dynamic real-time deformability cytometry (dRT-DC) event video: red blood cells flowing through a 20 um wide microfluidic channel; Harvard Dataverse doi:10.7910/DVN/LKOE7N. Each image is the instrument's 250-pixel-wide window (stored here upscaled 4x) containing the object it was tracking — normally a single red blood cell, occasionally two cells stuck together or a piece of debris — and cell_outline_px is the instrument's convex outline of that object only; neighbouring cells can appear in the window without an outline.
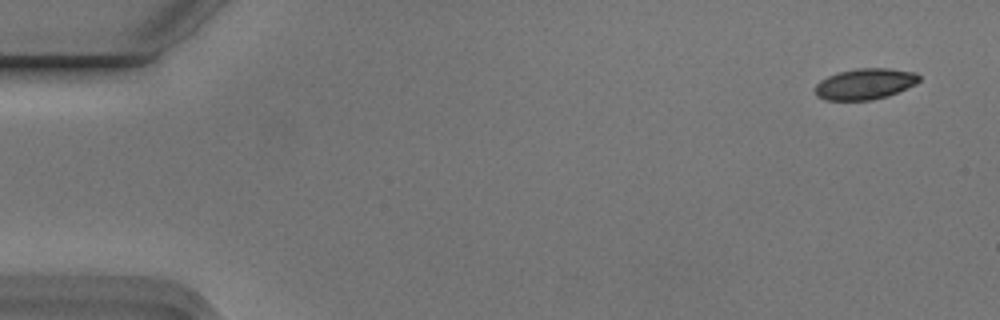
{"species": "Egyptian fruit bat (a non-hibernating species)", "species_latin": "Rousettus aegyptiacus", "temperature_condition": "cold", "stored_images_in_passage": 6, "camera_frame_rate_fps": 3000, "um_per_image_px": 0.085, "animal": {"sex": "male"}, "frame": {"image": 1, "passage_image": 1, "time_ms": 0.0, "image_size_px": [1000, 320], "cell_outline_px": [[920, 80], [916, 84], [888, 96], [872, 100], [824, 100], [816, 96], [816, 84], [820, 80], [828, 76], [840, 72], [856, 68], [888, 68], [916, 72], [920, 76]], "centroid_in_image_um": [73.54, 7.13], "position_along_channel_um": 11.5, "area_um2": 18.84}}
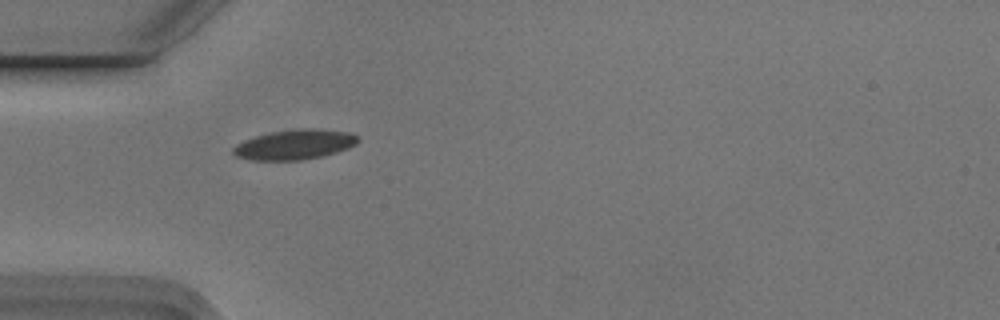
{"frame": {"image": 2, "passage_image": 5, "time_ms": 1.333, "image_size_px": [1000, 320], "cell_outline_px": [[360, 140], [356, 144], [348, 148], [324, 156], [300, 160], [252, 160], [236, 156], [232, 152], [232, 148], [236, 144], [244, 140], [256, 136], [272, 132], [300, 128], [316, 128], [352, 132]], "centroid_in_image_um": [25.07, 12.28], "position_along_channel_um": 59.9, "area_um2": 21.85}}
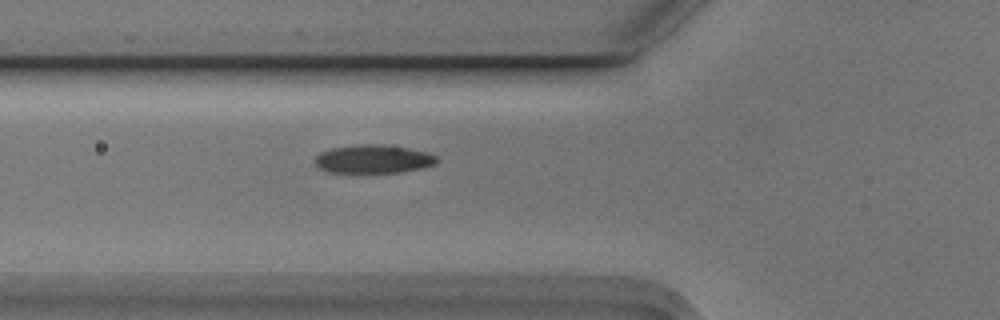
{"frame": {"image": 3, "passage_image": 6, "time_ms": 1.667, "image_size_px": [1000, 320], "cell_outline_px": [[436, 164], [420, 168], [400, 172], [328, 172], [320, 168], [312, 160], [320, 152], [332, 148], [360, 144], [384, 144], [408, 148], [428, 152], [436, 156]], "centroid_in_image_um": [31.71, 13.51], "position_along_channel_um": 94.1, "area_um2": 20.11}}